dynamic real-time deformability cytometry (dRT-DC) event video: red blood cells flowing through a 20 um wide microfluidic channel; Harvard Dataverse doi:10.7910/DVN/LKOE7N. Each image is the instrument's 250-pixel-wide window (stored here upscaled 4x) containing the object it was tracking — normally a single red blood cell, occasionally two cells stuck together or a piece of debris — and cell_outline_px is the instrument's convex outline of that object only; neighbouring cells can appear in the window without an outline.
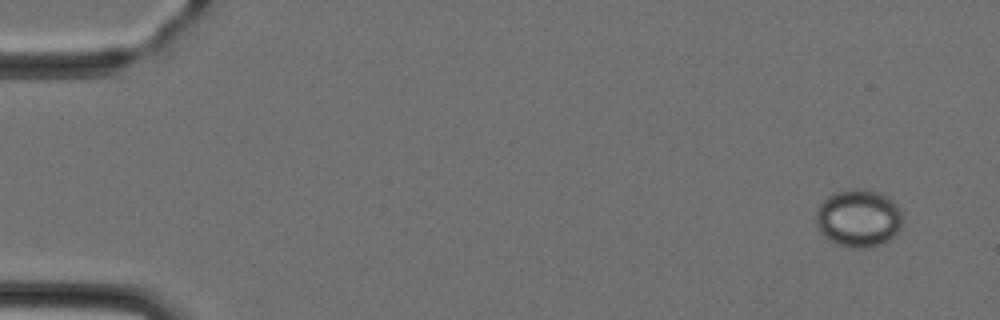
{"species": "Egyptian fruit bat (a non-hibernating species)", "species_latin": "Rousettus aegyptiacus", "temperature_condition": "cold", "stored_images_in_passage": 49, "camera_frame_rate_fps": 3000, "um_per_image_px": 0.085, "animal": {"sex": "female"}, "frame": {"image": 1, "passage_image": 4, "time_ms": 1.0, "image_size_px": [1000, 320], "cell_outline_px": [[900, 228], [888, 240], [880, 244], [864, 248], [852, 248], [836, 244], [824, 236], [820, 232], [816, 224], [816, 208], [828, 196], [836, 192], [856, 188], [876, 192], [888, 196], [900, 208]], "centroid_in_image_um": [72.93, 18.55], "position_along_channel_um": 12.1, "area_um2": 28.84}}
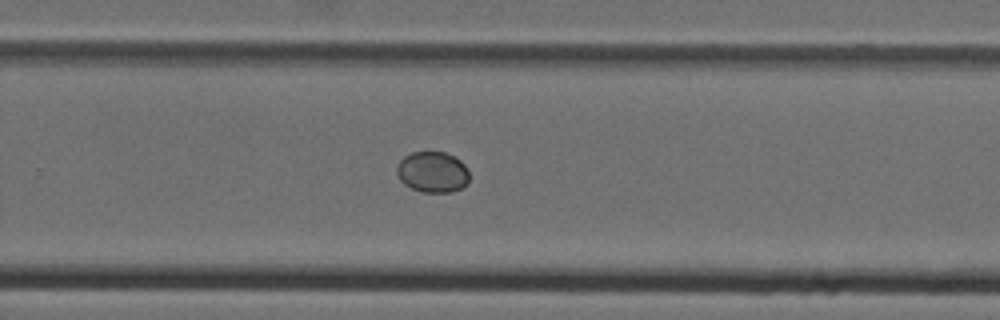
{"frame": {"image": 2, "passage_image": 33, "time_ms": 10.667, "image_size_px": [1000, 320], "cell_outline_px": [[468, 184], [452, 192], [420, 192], [404, 184], [400, 180], [396, 172], [396, 164], [404, 156], [412, 152], [444, 152], [460, 160], [464, 164], [468, 172]], "centroid_in_image_um": [36.74, 14.63], "position_along_channel_um": 293.1, "area_um2": 17.34}}
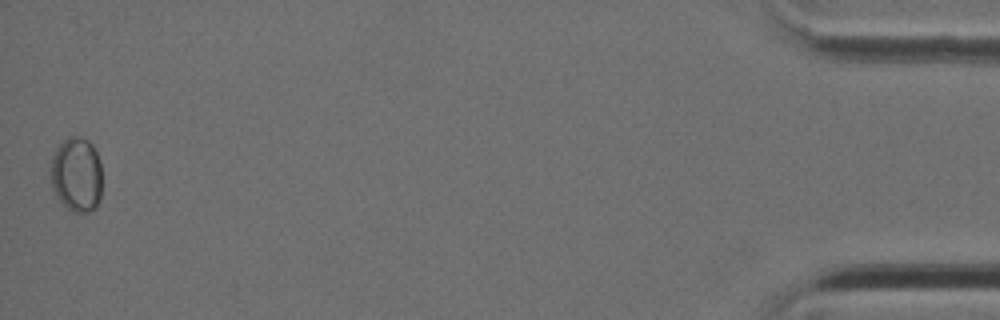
{"frame": {"image": 3, "passage_image": 49, "time_ms": 16.0, "image_size_px": [1000, 320], "cell_outline_px": [[100, 200], [96, 208], [88, 212], [72, 212], [56, 196], [52, 188], [52, 156], [56, 148], [68, 136], [76, 136], [88, 140], [92, 144], [100, 160]], "centroid_in_image_um": [6.52, 14.84], "position_along_channel_um": 428.7, "area_um2": 22.25}}